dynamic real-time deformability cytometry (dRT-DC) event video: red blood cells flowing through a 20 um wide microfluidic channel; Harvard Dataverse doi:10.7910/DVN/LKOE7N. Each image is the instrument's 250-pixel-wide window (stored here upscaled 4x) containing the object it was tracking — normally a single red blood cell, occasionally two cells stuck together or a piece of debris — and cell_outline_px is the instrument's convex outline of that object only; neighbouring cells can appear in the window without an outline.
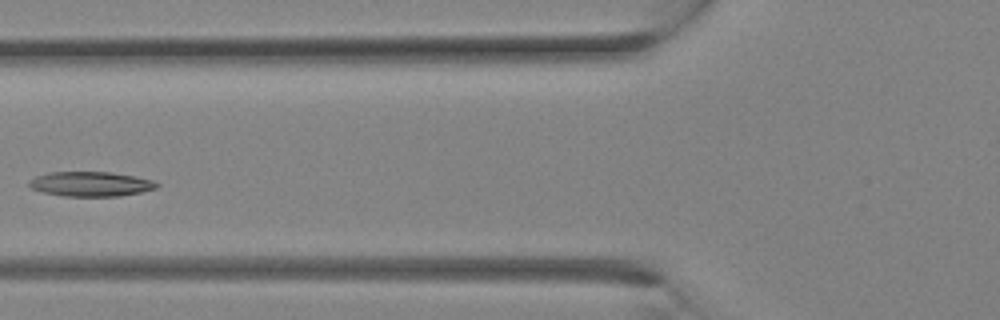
{"species": "Egyptian fruit bat (a non-hibernating species)", "species_latin": "Rousettus aegyptiacus", "temperature_condition": "room temperature", "stored_images_in_passage": 10, "camera_frame_rate_fps": 3000, "um_per_image_px": 0.085, "animal": {"sex": "female"}, "frame": {"image": 1, "passage_image": 9, "time_ms": 2.667, "image_size_px": [1000, 320], "cell_outline_px": [[160, 184], [156, 188], [140, 192], [120, 196], [64, 196], [44, 192], [32, 188], [28, 184], [28, 180], [36, 176], [48, 172], [108, 172], [136, 176], [152, 180]], "centroid_in_image_um": [7.71, 15.63], "position_along_channel_um": 118.1, "area_um2": 18.32}}